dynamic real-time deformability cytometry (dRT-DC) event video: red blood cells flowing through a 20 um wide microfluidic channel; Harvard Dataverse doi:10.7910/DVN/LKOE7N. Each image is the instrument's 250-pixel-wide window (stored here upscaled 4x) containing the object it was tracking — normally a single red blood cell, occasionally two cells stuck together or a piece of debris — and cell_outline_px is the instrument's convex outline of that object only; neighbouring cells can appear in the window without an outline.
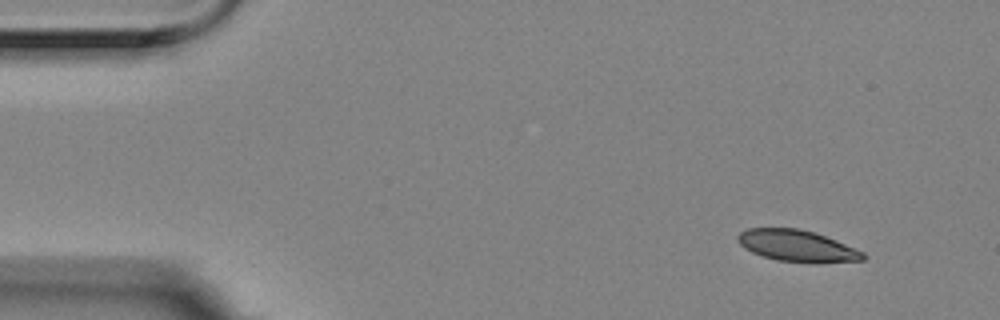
{"species": "Egyptian fruit bat (a non-hibernating species)", "species_latin": "Rousettus aegyptiacus", "temperature_condition": "room temperature", "stored_images_in_passage": 4, "camera_frame_rate_fps": 3000, "um_per_image_px": 0.085, "animal": {"sex": "female"}, "frame": {"image": 1, "passage_image": 1, "time_ms": 0.0, "image_size_px": [1000, 320], "cell_outline_px": [[868, 256], [864, 260], [776, 260], [752, 252], [744, 248], [740, 244], [736, 236], [740, 232], [748, 228], [796, 228], [812, 232], [836, 240], [864, 252]], "centroid_in_image_um": [67.68, 20.84], "position_along_channel_um": 17.3, "area_um2": 21.91}}